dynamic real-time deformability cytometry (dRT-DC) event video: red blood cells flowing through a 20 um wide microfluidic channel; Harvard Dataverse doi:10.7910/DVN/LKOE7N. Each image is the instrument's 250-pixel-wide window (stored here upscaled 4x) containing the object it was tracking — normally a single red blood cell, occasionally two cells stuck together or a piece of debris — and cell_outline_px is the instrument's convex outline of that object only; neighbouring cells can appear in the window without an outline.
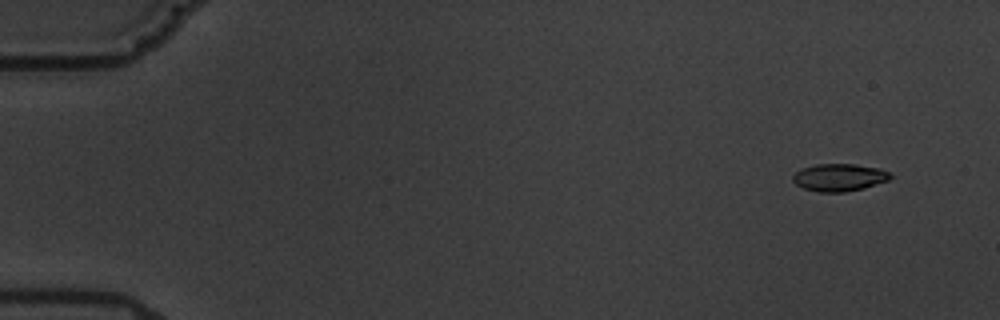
{"species": "common noctule bat (a hibernating species)", "species_latin": "Nyctalus noctula", "temperature_condition": "warm", "stored_images_in_passage": 6, "camera_frame_rate_fps": 3000, "um_per_image_px": 0.085, "animal": {"sex": "male", "body_mass_g": 19.5, "forearm_length_mm": 54.6}, "frame": {"image": 1, "passage_image": 2, "time_ms": 1.0, "image_size_px": [1000, 320], "cell_outline_px": [[892, 176], [888, 180], [864, 188], [844, 192], [820, 192], [804, 188], [796, 184], [792, 180], [792, 176], [800, 168], [816, 164], [856, 164], [880, 168], [888, 172]], "centroid_in_image_um": [71.32, 15.07], "position_along_channel_um": 13.7, "area_um2": 15.61}}
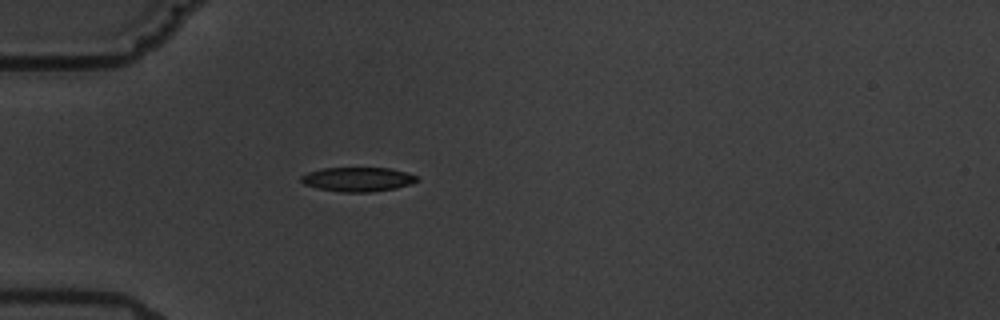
{"frame": {"image": 2, "passage_image": 6, "time_ms": 5.667, "image_size_px": [1000, 320], "cell_outline_px": [[420, 180], [396, 188], [372, 192], [340, 192], [320, 188], [304, 184], [300, 180], [300, 176], [308, 172], [324, 168], [388, 168], [404, 172], [416, 176]], "centroid_in_image_um": [30.39, 15.24], "position_along_channel_um": 54.6, "area_um2": 16.18}}